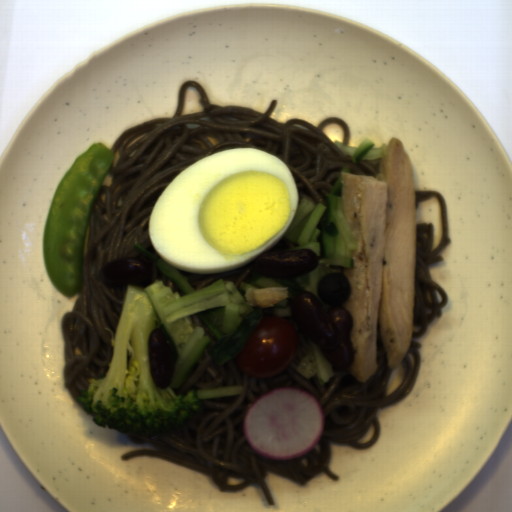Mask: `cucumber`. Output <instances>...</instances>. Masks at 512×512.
I'll use <instances>...</instances> for the list:
<instances>
[{
    "label": "cucumber",
    "instance_id": "8b760119",
    "mask_svg": "<svg viewBox=\"0 0 512 512\" xmlns=\"http://www.w3.org/2000/svg\"><path fill=\"white\" fill-rule=\"evenodd\" d=\"M143 290L177 350L178 360L169 384L172 389L182 387L211 340L202 327H193L189 316L207 312L223 321L221 334L226 336L208 349L218 367L244 349L247 338L264 319L260 307L249 306L237 286L222 279L181 297L157 278Z\"/></svg>",
    "mask_w": 512,
    "mask_h": 512
},
{
    "label": "cucumber",
    "instance_id": "586b57bf",
    "mask_svg": "<svg viewBox=\"0 0 512 512\" xmlns=\"http://www.w3.org/2000/svg\"><path fill=\"white\" fill-rule=\"evenodd\" d=\"M325 197L326 206L306 198L299 201L295 219L283 235L298 246L285 251L311 249L319 259L318 265L353 269L352 255L358 244L346 217L342 175Z\"/></svg>",
    "mask_w": 512,
    "mask_h": 512
},
{
    "label": "cucumber",
    "instance_id": "888e309b",
    "mask_svg": "<svg viewBox=\"0 0 512 512\" xmlns=\"http://www.w3.org/2000/svg\"><path fill=\"white\" fill-rule=\"evenodd\" d=\"M303 346L307 355L296 365V372L302 375L307 381L316 375L320 385L328 382L335 376L334 369L328 359L320 351L317 344L305 338Z\"/></svg>",
    "mask_w": 512,
    "mask_h": 512
},
{
    "label": "cucumber",
    "instance_id": "2a18db57",
    "mask_svg": "<svg viewBox=\"0 0 512 512\" xmlns=\"http://www.w3.org/2000/svg\"><path fill=\"white\" fill-rule=\"evenodd\" d=\"M195 392L198 400L203 404L204 400L213 398H231L242 395L244 390L242 386H229L213 389H191Z\"/></svg>",
    "mask_w": 512,
    "mask_h": 512
},
{
    "label": "cucumber",
    "instance_id": "734fbe4a",
    "mask_svg": "<svg viewBox=\"0 0 512 512\" xmlns=\"http://www.w3.org/2000/svg\"><path fill=\"white\" fill-rule=\"evenodd\" d=\"M240 290H243L246 292L247 288H253V289H264V288H286L284 285H282L280 282L276 281L275 279L271 277L266 276H259L255 280L249 282V283H240L239 285Z\"/></svg>",
    "mask_w": 512,
    "mask_h": 512
},
{
    "label": "cucumber",
    "instance_id": "9523449b",
    "mask_svg": "<svg viewBox=\"0 0 512 512\" xmlns=\"http://www.w3.org/2000/svg\"><path fill=\"white\" fill-rule=\"evenodd\" d=\"M374 146V142L365 137L353 153L351 161L356 164L359 160L365 157Z\"/></svg>",
    "mask_w": 512,
    "mask_h": 512
},
{
    "label": "cucumber",
    "instance_id": "570f5f39",
    "mask_svg": "<svg viewBox=\"0 0 512 512\" xmlns=\"http://www.w3.org/2000/svg\"><path fill=\"white\" fill-rule=\"evenodd\" d=\"M288 300H289V298H285V299L275 303L274 306H277V307H280V308L284 309L287 306V304H288Z\"/></svg>",
    "mask_w": 512,
    "mask_h": 512
}]
</instances>
